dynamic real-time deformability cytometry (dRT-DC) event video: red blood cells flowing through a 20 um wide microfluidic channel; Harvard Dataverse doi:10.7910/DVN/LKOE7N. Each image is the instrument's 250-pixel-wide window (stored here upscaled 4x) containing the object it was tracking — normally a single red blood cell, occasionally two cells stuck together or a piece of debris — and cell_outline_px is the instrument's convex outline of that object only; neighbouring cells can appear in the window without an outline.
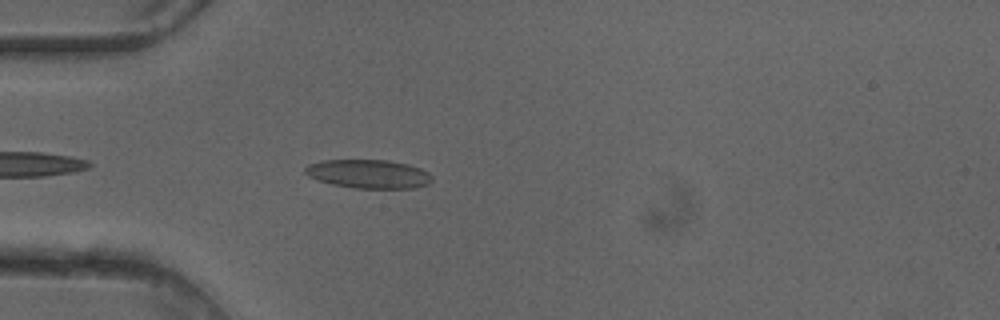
{"species": "common noctule bat (a hibernating species)", "species_latin": "Nyctalus noctula", "temperature_condition": "cold", "stored_images_in_passage": 37, "camera_frame_rate_fps": 3000, "um_per_image_px": 0.085, "animal": {"sex": "female"}, "frame": {"image": 1, "passage_image": 3, "time_ms": 0.667, "image_size_px": [1000, 320], "cell_outline_px": [[432, 180], [428, 184], [412, 188], [352, 188], [332, 184], [316, 180], [308, 176], [304, 172], [304, 168], [308, 164], [320, 160], [388, 160], [408, 164], [420, 168], [428, 172], [432, 176]], "centroid_in_image_um": [31.29, 14.78], "position_along_channel_um": 53.7, "area_um2": 21.39}}
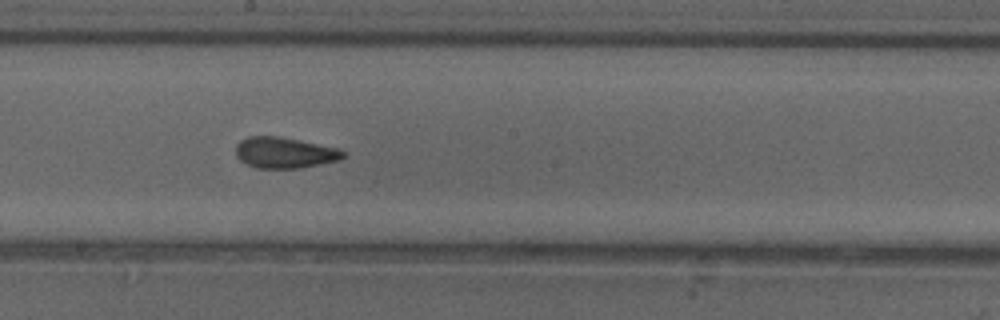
{"frame": {"image": 2, "passage_image": 16, "time_ms": 5.0, "image_size_px": [1000, 320], "cell_outline_px": [[344, 156], [340, 160], [300, 168], [256, 168], [240, 160], [236, 156], [236, 144], [240, 140], [248, 136], [280, 136], [340, 148], [344, 152]], "centroid_in_image_um": [24.19, 12.97], "position_along_channel_um": 224.0, "area_um2": 19.48}}
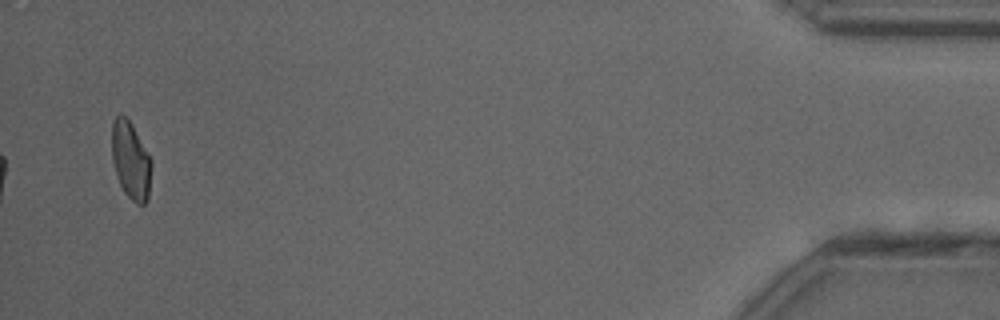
{"frame": {"image": 3, "passage_image": 37, "time_ms": 12.0, "image_size_px": [1000, 320], "cell_outline_px": [[152, 164], [148, 200], [144, 204], [136, 204], [124, 192], [120, 184], [112, 160], [112, 124], [116, 116], [120, 112], [128, 120], [152, 160]], "centroid_in_image_um": [11.12, 13.67], "position_along_channel_um": 424.1, "area_um2": 17.69}, "authors_computed_cell_mechanics": {"area_um2": 19.2474, "velocity_mm_per_s": 4.0948, "shape_relaxation_time_tau1_ms": 10.4758, "shape_relaxation_time_tau2_ms": 1.5853, "deformation_change_tau1": 0.243, "deformation_change_tau2": 0.0706}}